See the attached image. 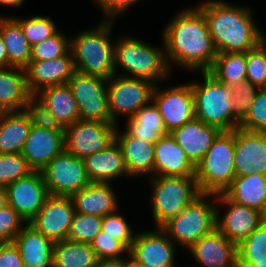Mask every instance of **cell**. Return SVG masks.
Here are the masks:
<instances>
[{
	"label": "cell",
	"instance_id": "cell-1",
	"mask_svg": "<svg viewBox=\"0 0 266 267\" xmlns=\"http://www.w3.org/2000/svg\"><path fill=\"white\" fill-rule=\"evenodd\" d=\"M161 35L171 72L176 65L194 74L208 71L217 56L205 15L197 6L177 12Z\"/></svg>",
	"mask_w": 266,
	"mask_h": 267
},
{
	"label": "cell",
	"instance_id": "cell-2",
	"mask_svg": "<svg viewBox=\"0 0 266 267\" xmlns=\"http://www.w3.org/2000/svg\"><path fill=\"white\" fill-rule=\"evenodd\" d=\"M197 7L205 15L208 31L218 53L247 52L266 38L253 19L250 7L224 2L203 0Z\"/></svg>",
	"mask_w": 266,
	"mask_h": 267
},
{
	"label": "cell",
	"instance_id": "cell-3",
	"mask_svg": "<svg viewBox=\"0 0 266 267\" xmlns=\"http://www.w3.org/2000/svg\"><path fill=\"white\" fill-rule=\"evenodd\" d=\"M114 22L103 19L92 29L87 28L70 36V52L77 72L105 80L116 75L112 39Z\"/></svg>",
	"mask_w": 266,
	"mask_h": 267
},
{
	"label": "cell",
	"instance_id": "cell-4",
	"mask_svg": "<svg viewBox=\"0 0 266 267\" xmlns=\"http://www.w3.org/2000/svg\"><path fill=\"white\" fill-rule=\"evenodd\" d=\"M114 41L116 75L130 78L147 79L154 84H162L172 76L165 57V45H151L136 36H118ZM121 67L123 73H118ZM118 73V74H117ZM162 82V83H161Z\"/></svg>",
	"mask_w": 266,
	"mask_h": 267
},
{
	"label": "cell",
	"instance_id": "cell-5",
	"mask_svg": "<svg viewBox=\"0 0 266 267\" xmlns=\"http://www.w3.org/2000/svg\"><path fill=\"white\" fill-rule=\"evenodd\" d=\"M235 130L222 131L195 167L200 193H223L236 176L234 167Z\"/></svg>",
	"mask_w": 266,
	"mask_h": 267
},
{
	"label": "cell",
	"instance_id": "cell-6",
	"mask_svg": "<svg viewBox=\"0 0 266 267\" xmlns=\"http://www.w3.org/2000/svg\"><path fill=\"white\" fill-rule=\"evenodd\" d=\"M201 82L192 81L195 118L221 131H233L239 122L233 117L230 87L207 71L200 72Z\"/></svg>",
	"mask_w": 266,
	"mask_h": 267
},
{
	"label": "cell",
	"instance_id": "cell-7",
	"mask_svg": "<svg viewBox=\"0 0 266 267\" xmlns=\"http://www.w3.org/2000/svg\"><path fill=\"white\" fill-rule=\"evenodd\" d=\"M210 197L215 202H210ZM160 228L175 244L178 243L187 250L216 228V194L201 193L181 213Z\"/></svg>",
	"mask_w": 266,
	"mask_h": 267
},
{
	"label": "cell",
	"instance_id": "cell-8",
	"mask_svg": "<svg viewBox=\"0 0 266 267\" xmlns=\"http://www.w3.org/2000/svg\"><path fill=\"white\" fill-rule=\"evenodd\" d=\"M148 180L153 227H161L201 194L195 177L152 176Z\"/></svg>",
	"mask_w": 266,
	"mask_h": 267
},
{
	"label": "cell",
	"instance_id": "cell-9",
	"mask_svg": "<svg viewBox=\"0 0 266 267\" xmlns=\"http://www.w3.org/2000/svg\"><path fill=\"white\" fill-rule=\"evenodd\" d=\"M155 84L147 79L119 75L107 80L108 103L111 119L118 125V118H131L152 100Z\"/></svg>",
	"mask_w": 266,
	"mask_h": 267
},
{
	"label": "cell",
	"instance_id": "cell-10",
	"mask_svg": "<svg viewBox=\"0 0 266 267\" xmlns=\"http://www.w3.org/2000/svg\"><path fill=\"white\" fill-rule=\"evenodd\" d=\"M41 172L52 196L71 197L91 183L84 160L65 150L55 156Z\"/></svg>",
	"mask_w": 266,
	"mask_h": 267
},
{
	"label": "cell",
	"instance_id": "cell-11",
	"mask_svg": "<svg viewBox=\"0 0 266 267\" xmlns=\"http://www.w3.org/2000/svg\"><path fill=\"white\" fill-rule=\"evenodd\" d=\"M67 84L77 101L81 120L113 123L109 111L107 80L76 71Z\"/></svg>",
	"mask_w": 266,
	"mask_h": 267
},
{
	"label": "cell",
	"instance_id": "cell-12",
	"mask_svg": "<svg viewBox=\"0 0 266 267\" xmlns=\"http://www.w3.org/2000/svg\"><path fill=\"white\" fill-rule=\"evenodd\" d=\"M264 221L261 211L237 204L224 193L216 194V228L236 245L246 239Z\"/></svg>",
	"mask_w": 266,
	"mask_h": 267
},
{
	"label": "cell",
	"instance_id": "cell-13",
	"mask_svg": "<svg viewBox=\"0 0 266 267\" xmlns=\"http://www.w3.org/2000/svg\"><path fill=\"white\" fill-rule=\"evenodd\" d=\"M117 125L90 120H77L64 128L65 151L84 159L102 151L115 140Z\"/></svg>",
	"mask_w": 266,
	"mask_h": 267
},
{
	"label": "cell",
	"instance_id": "cell-14",
	"mask_svg": "<svg viewBox=\"0 0 266 267\" xmlns=\"http://www.w3.org/2000/svg\"><path fill=\"white\" fill-rule=\"evenodd\" d=\"M64 150V128L52 125L38 117L33 122L21 153L33 171H42Z\"/></svg>",
	"mask_w": 266,
	"mask_h": 267
},
{
	"label": "cell",
	"instance_id": "cell-15",
	"mask_svg": "<svg viewBox=\"0 0 266 267\" xmlns=\"http://www.w3.org/2000/svg\"><path fill=\"white\" fill-rule=\"evenodd\" d=\"M155 84L152 100L157 105L168 133L195 118L191 82L165 89Z\"/></svg>",
	"mask_w": 266,
	"mask_h": 267
},
{
	"label": "cell",
	"instance_id": "cell-16",
	"mask_svg": "<svg viewBox=\"0 0 266 267\" xmlns=\"http://www.w3.org/2000/svg\"><path fill=\"white\" fill-rule=\"evenodd\" d=\"M33 106L41 120L62 128L80 120L77 101L67 83L41 90L33 97Z\"/></svg>",
	"mask_w": 266,
	"mask_h": 267
},
{
	"label": "cell",
	"instance_id": "cell-17",
	"mask_svg": "<svg viewBox=\"0 0 266 267\" xmlns=\"http://www.w3.org/2000/svg\"><path fill=\"white\" fill-rule=\"evenodd\" d=\"M175 245L160 227L143 229L136 233L129 257L145 267H178Z\"/></svg>",
	"mask_w": 266,
	"mask_h": 267
},
{
	"label": "cell",
	"instance_id": "cell-18",
	"mask_svg": "<svg viewBox=\"0 0 266 267\" xmlns=\"http://www.w3.org/2000/svg\"><path fill=\"white\" fill-rule=\"evenodd\" d=\"M10 205L28 223L50 196L41 171H33L6 187Z\"/></svg>",
	"mask_w": 266,
	"mask_h": 267
},
{
	"label": "cell",
	"instance_id": "cell-19",
	"mask_svg": "<svg viewBox=\"0 0 266 267\" xmlns=\"http://www.w3.org/2000/svg\"><path fill=\"white\" fill-rule=\"evenodd\" d=\"M74 213L71 197L50 195L28 223L53 242L62 241L67 239Z\"/></svg>",
	"mask_w": 266,
	"mask_h": 267
},
{
	"label": "cell",
	"instance_id": "cell-20",
	"mask_svg": "<svg viewBox=\"0 0 266 267\" xmlns=\"http://www.w3.org/2000/svg\"><path fill=\"white\" fill-rule=\"evenodd\" d=\"M236 176L266 175V132L235 129Z\"/></svg>",
	"mask_w": 266,
	"mask_h": 267
},
{
	"label": "cell",
	"instance_id": "cell-21",
	"mask_svg": "<svg viewBox=\"0 0 266 267\" xmlns=\"http://www.w3.org/2000/svg\"><path fill=\"white\" fill-rule=\"evenodd\" d=\"M188 252L199 263V267L238 265L237 245L228 240L217 228L194 242L188 248Z\"/></svg>",
	"mask_w": 266,
	"mask_h": 267
},
{
	"label": "cell",
	"instance_id": "cell-22",
	"mask_svg": "<svg viewBox=\"0 0 266 267\" xmlns=\"http://www.w3.org/2000/svg\"><path fill=\"white\" fill-rule=\"evenodd\" d=\"M25 71L27 88L34 97L47 87L68 83L76 69L69 51L57 59L30 61Z\"/></svg>",
	"mask_w": 266,
	"mask_h": 267
},
{
	"label": "cell",
	"instance_id": "cell-23",
	"mask_svg": "<svg viewBox=\"0 0 266 267\" xmlns=\"http://www.w3.org/2000/svg\"><path fill=\"white\" fill-rule=\"evenodd\" d=\"M221 132L217 127L207 125L194 118L181 127L175 128L169 134L196 167Z\"/></svg>",
	"mask_w": 266,
	"mask_h": 267
},
{
	"label": "cell",
	"instance_id": "cell-24",
	"mask_svg": "<svg viewBox=\"0 0 266 267\" xmlns=\"http://www.w3.org/2000/svg\"><path fill=\"white\" fill-rule=\"evenodd\" d=\"M37 118L34 106L23 111L3 112L0 118V154L21 153Z\"/></svg>",
	"mask_w": 266,
	"mask_h": 267
},
{
	"label": "cell",
	"instance_id": "cell-25",
	"mask_svg": "<svg viewBox=\"0 0 266 267\" xmlns=\"http://www.w3.org/2000/svg\"><path fill=\"white\" fill-rule=\"evenodd\" d=\"M117 125L115 140L122 150L129 178L154 176V144L131 136Z\"/></svg>",
	"mask_w": 266,
	"mask_h": 267
},
{
	"label": "cell",
	"instance_id": "cell-26",
	"mask_svg": "<svg viewBox=\"0 0 266 267\" xmlns=\"http://www.w3.org/2000/svg\"><path fill=\"white\" fill-rule=\"evenodd\" d=\"M154 176L195 177V166L168 133L154 144Z\"/></svg>",
	"mask_w": 266,
	"mask_h": 267
},
{
	"label": "cell",
	"instance_id": "cell-27",
	"mask_svg": "<svg viewBox=\"0 0 266 267\" xmlns=\"http://www.w3.org/2000/svg\"><path fill=\"white\" fill-rule=\"evenodd\" d=\"M33 106L27 88L26 71L20 67H0V109L3 112L23 111Z\"/></svg>",
	"mask_w": 266,
	"mask_h": 267
},
{
	"label": "cell",
	"instance_id": "cell-28",
	"mask_svg": "<svg viewBox=\"0 0 266 267\" xmlns=\"http://www.w3.org/2000/svg\"><path fill=\"white\" fill-rule=\"evenodd\" d=\"M112 183L91 182L71 196L75 212L100 217L120 209L118 196Z\"/></svg>",
	"mask_w": 266,
	"mask_h": 267
},
{
	"label": "cell",
	"instance_id": "cell-29",
	"mask_svg": "<svg viewBox=\"0 0 266 267\" xmlns=\"http://www.w3.org/2000/svg\"><path fill=\"white\" fill-rule=\"evenodd\" d=\"M83 160L91 182L111 183L122 176L129 177L122 150L116 140Z\"/></svg>",
	"mask_w": 266,
	"mask_h": 267
},
{
	"label": "cell",
	"instance_id": "cell-30",
	"mask_svg": "<svg viewBox=\"0 0 266 267\" xmlns=\"http://www.w3.org/2000/svg\"><path fill=\"white\" fill-rule=\"evenodd\" d=\"M24 267H52L54 242L27 223L13 240Z\"/></svg>",
	"mask_w": 266,
	"mask_h": 267
},
{
	"label": "cell",
	"instance_id": "cell-31",
	"mask_svg": "<svg viewBox=\"0 0 266 267\" xmlns=\"http://www.w3.org/2000/svg\"><path fill=\"white\" fill-rule=\"evenodd\" d=\"M223 193L237 204L264 213L266 207V175L235 176L231 185Z\"/></svg>",
	"mask_w": 266,
	"mask_h": 267
},
{
	"label": "cell",
	"instance_id": "cell-32",
	"mask_svg": "<svg viewBox=\"0 0 266 267\" xmlns=\"http://www.w3.org/2000/svg\"><path fill=\"white\" fill-rule=\"evenodd\" d=\"M125 130L140 140L155 144L168 134L157 105L151 100L126 120Z\"/></svg>",
	"mask_w": 266,
	"mask_h": 267
},
{
	"label": "cell",
	"instance_id": "cell-33",
	"mask_svg": "<svg viewBox=\"0 0 266 267\" xmlns=\"http://www.w3.org/2000/svg\"><path fill=\"white\" fill-rule=\"evenodd\" d=\"M0 34L8 55V67L26 68L30 62L31 48L21 26L11 17L0 15Z\"/></svg>",
	"mask_w": 266,
	"mask_h": 267
},
{
	"label": "cell",
	"instance_id": "cell-34",
	"mask_svg": "<svg viewBox=\"0 0 266 267\" xmlns=\"http://www.w3.org/2000/svg\"><path fill=\"white\" fill-rule=\"evenodd\" d=\"M100 261L91 244L67 239L54 242L52 267H98Z\"/></svg>",
	"mask_w": 266,
	"mask_h": 267
},
{
	"label": "cell",
	"instance_id": "cell-35",
	"mask_svg": "<svg viewBox=\"0 0 266 267\" xmlns=\"http://www.w3.org/2000/svg\"><path fill=\"white\" fill-rule=\"evenodd\" d=\"M207 72L227 86L246 80V52L217 53Z\"/></svg>",
	"mask_w": 266,
	"mask_h": 267
},
{
	"label": "cell",
	"instance_id": "cell-36",
	"mask_svg": "<svg viewBox=\"0 0 266 267\" xmlns=\"http://www.w3.org/2000/svg\"><path fill=\"white\" fill-rule=\"evenodd\" d=\"M240 267H266V220L237 245Z\"/></svg>",
	"mask_w": 266,
	"mask_h": 267
},
{
	"label": "cell",
	"instance_id": "cell-37",
	"mask_svg": "<svg viewBox=\"0 0 266 267\" xmlns=\"http://www.w3.org/2000/svg\"><path fill=\"white\" fill-rule=\"evenodd\" d=\"M11 17L21 26L28 43L33 46L54 35L58 28L55 20L49 16L34 15L26 18Z\"/></svg>",
	"mask_w": 266,
	"mask_h": 267
},
{
	"label": "cell",
	"instance_id": "cell-38",
	"mask_svg": "<svg viewBox=\"0 0 266 267\" xmlns=\"http://www.w3.org/2000/svg\"><path fill=\"white\" fill-rule=\"evenodd\" d=\"M102 217L75 212L72 218L67 240L91 244L100 232Z\"/></svg>",
	"mask_w": 266,
	"mask_h": 267
},
{
	"label": "cell",
	"instance_id": "cell-39",
	"mask_svg": "<svg viewBox=\"0 0 266 267\" xmlns=\"http://www.w3.org/2000/svg\"><path fill=\"white\" fill-rule=\"evenodd\" d=\"M70 51V38L58 30L51 37L32 46L30 61L57 59Z\"/></svg>",
	"mask_w": 266,
	"mask_h": 267
},
{
	"label": "cell",
	"instance_id": "cell-40",
	"mask_svg": "<svg viewBox=\"0 0 266 267\" xmlns=\"http://www.w3.org/2000/svg\"><path fill=\"white\" fill-rule=\"evenodd\" d=\"M230 87L233 117L241 123L247 116L251 103L254 101L259 87L250 81L243 80Z\"/></svg>",
	"mask_w": 266,
	"mask_h": 267
},
{
	"label": "cell",
	"instance_id": "cell-41",
	"mask_svg": "<svg viewBox=\"0 0 266 267\" xmlns=\"http://www.w3.org/2000/svg\"><path fill=\"white\" fill-rule=\"evenodd\" d=\"M31 172L33 169L28 165L22 153L0 154V186L7 187Z\"/></svg>",
	"mask_w": 266,
	"mask_h": 267
},
{
	"label": "cell",
	"instance_id": "cell-42",
	"mask_svg": "<svg viewBox=\"0 0 266 267\" xmlns=\"http://www.w3.org/2000/svg\"><path fill=\"white\" fill-rule=\"evenodd\" d=\"M246 76L259 88H266V38L246 52Z\"/></svg>",
	"mask_w": 266,
	"mask_h": 267
},
{
	"label": "cell",
	"instance_id": "cell-43",
	"mask_svg": "<svg viewBox=\"0 0 266 267\" xmlns=\"http://www.w3.org/2000/svg\"><path fill=\"white\" fill-rule=\"evenodd\" d=\"M91 247L101 261L129 258V249L121 241L102 230L94 238Z\"/></svg>",
	"mask_w": 266,
	"mask_h": 267
},
{
	"label": "cell",
	"instance_id": "cell-44",
	"mask_svg": "<svg viewBox=\"0 0 266 267\" xmlns=\"http://www.w3.org/2000/svg\"><path fill=\"white\" fill-rule=\"evenodd\" d=\"M120 212L118 209L115 213L102 217L101 230L121 241L130 250L137 231H132L125 216Z\"/></svg>",
	"mask_w": 266,
	"mask_h": 267
},
{
	"label": "cell",
	"instance_id": "cell-45",
	"mask_svg": "<svg viewBox=\"0 0 266 267\" xmlns=\"http://www.w3.org/2000/svg\"><path fill=\"white\" fill-rule=\"evenodd\" d=\"M239 127L248 131L266 132V88L259 89Z\"/></svg>",
	"mask_w": 266,
	"mask_h": 267
},
{
	"label": "cell",
	"instance_id": "cell-46",
	"mask_svg": "<svg viewBox=\"0 0 266 267\" xmlns=\"http://www.w3.org/2000/svg\"><path fill=\"white\" fill-rule=\"evenodd\" d=\"M27 224L10 205L0 209V242H13L16 235Z\"/></svg>",
	"mask_w": 266,
	"mask_h": 267
},
{
	"label": "cell",
	"instance_id": "cell-47",
	"mask_svg": "<svg viewBox=\"0 0 266 267\" xmlns=\"http://www.w3.org/2000/svg\"><path fill=\"white\" fill-rule=\"evenodd\" d=\"M107 20H116L141 0H93ZM138 1V2H137Z\"/></svg>",
	"mask_w": 266,
	"mask_h": 267
},
{
	"label": "cell",
	"instance_id": "cell-48",
	"mask_svg": "<svg viewBox=\"0 0 266 267\" xmlns=\"http://www.w3.org/2000/svg\"><path fill=\"white\" fill-rule=\"evenodd\" d=\"M0 267H24L14 242H0Z\"/></svg>",
	"mask_w": 266,
	"mask_h": 267
},
{
	"label": "cell",
	"instance_id": "cell-49",
	"mask_svg": "<svg viewBox=\"0 0 266 267\" xmlns=\"http://www.w3.org/2000/svg\"><path fill=\"white\" fill-rule=\"evenodd\" d=\"M98 267H127V259L100 261Z\"/></svg>",
	"mask_w": 266,
	"mask_h": 267
},
{
	"label": "cell",
	"instance_id": "cell-50",
	"mask_svg": "<svg viewBox=\"0 0 266 267\" xmlns=\"http://www.w3.org/2000/svg\"><path fill=\"white\" fill-rule=\"evenodd\" d=\"M0 67H8V55L0 34Z\"/></svg>",
	"mask_w": 266,
	"mask_h": 267
},
{
	"label": "cell",
	"instance_id": "cell-51",
	"mask_svg": "<svg viewBox=\"0 0 266 267\" xmlns=\"http://www.w3.org/2000/svg\"><path fill=\"white\" fill-rule=\"evenodd\" d=\"M25 2V0H0V5L2 6H6L9 8H18L21 7L23 5V3Z\"/></svg>",
	"mask_w": 266,
	"mask_h": 267
},
{
	"label": "cell",
	"instance_id": "cell-52",
	"mask_svg": "<svg viewBox=\"0 0 266 267\" xmlns=\"http://www.w3.org/2000/svg\"><path fill=\"white\" fill-rule=\"evenodd\" d=\"M8 204L7 189L4 186H0V209Z\"/></svg>",
	"mask_w": 266,
	"mask_h": 267
},
{
	"label": "cell",
	"instance_id": "cell-53",
	"mask_svg": "<svg viewBox=\"0 0 266 267\" xmlns=\"http://www.w3.org/2000/svg\"><path fill=\"white\" fill-rule=\"evenodd\" d=\"M127 267H145L140 264H136L130 257L127 258Z\"/></svg>",
	"mask_w": 266,
	"mask_h": 267
},
{
	"label": "cell",
	"instance_id": "cell-54",
	"mask_svg": "<svg viewBox=\"0 0 266 267\" xmlns=\"http://www.w3.org/2000/svg\"><path fill=\"white\" fill-rule=\"evenodd\" d=\"M263 215H264V218L266 220V207H265V211H264Z\"/></svg>",
	"mask_w": 266,
	"mask_h": 267
},
{
	"label": "cell",
	"instance_id": "cell-55",
	"mask_svg": "<svg viewBox=\"0 0 266 267\" xmlns=\"http://www.w3.org/2000/svg\"><path fill=\"white\" fill-rule=\"evenodd\" d=\"M2 114H3V111L0 109V118H1Z\"/></svg>",
	"mask_w": 266,
	"mask_h": 267
}]
</instances>
